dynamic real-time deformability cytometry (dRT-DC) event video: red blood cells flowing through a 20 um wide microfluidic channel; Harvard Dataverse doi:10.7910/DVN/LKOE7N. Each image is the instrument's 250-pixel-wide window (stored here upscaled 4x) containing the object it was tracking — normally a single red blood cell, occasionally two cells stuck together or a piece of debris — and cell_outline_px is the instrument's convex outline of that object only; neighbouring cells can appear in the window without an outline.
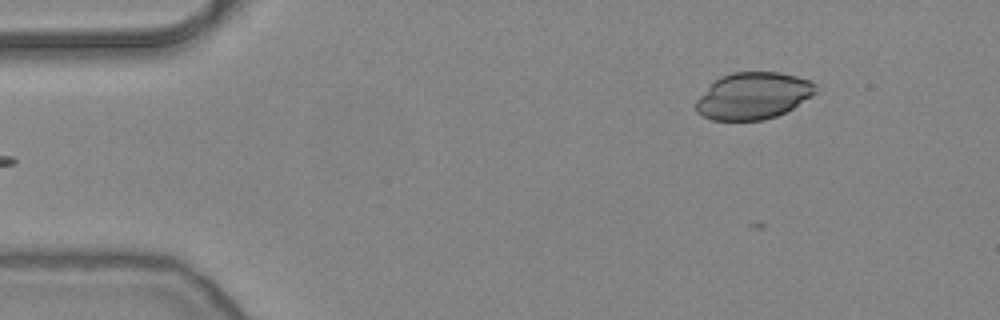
{"species": "common noctule bat (a hibernating species)", "species_latin": "Nyctalus noctula", "temperature_condition": "warm", "stored_images_in_passage": 32, "camera_frame_rate_fps": 3000, "um_per_image_px": 0.085, "animal": {"sex": "female", "body_mass_g": 24.6, "forearm_length_mm": 56.2}, "frame": {"image": 1, "passage_image": 2, "time_ms": 0.333, "image_size_px": [1000, 320], "cell_outline_px": [[816, 92], [812, 96], [792, 108], [776, 116], [764, 120], [712, 120], [696, 112], [696, 100], [720, 76], [732, 72], [780, 72], [812, 80], [816, 84]], "centroid_in_image_um": [64.04, 8.14], "position_along_channel_um": 21.0, "area_um2": 32.54}}